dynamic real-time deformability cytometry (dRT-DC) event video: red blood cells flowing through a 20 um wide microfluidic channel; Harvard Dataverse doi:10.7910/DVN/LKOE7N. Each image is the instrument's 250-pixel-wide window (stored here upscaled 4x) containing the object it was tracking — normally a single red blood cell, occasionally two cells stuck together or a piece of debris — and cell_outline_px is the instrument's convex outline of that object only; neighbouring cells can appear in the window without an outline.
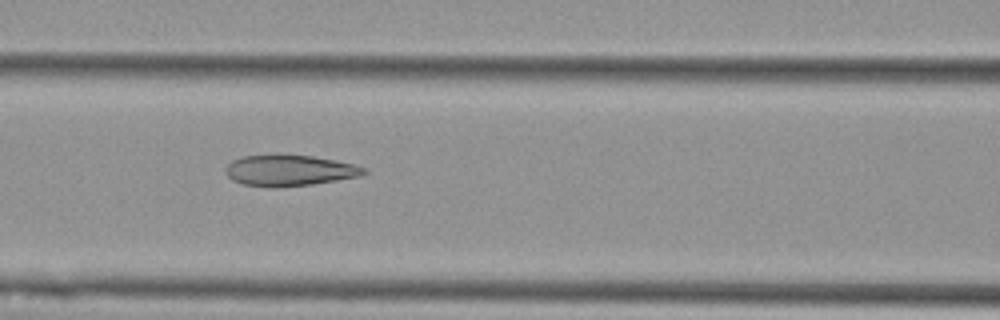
{"species": "Egyptian fruit bat (a non-hibernating species)", "species_latin": "Rousettus aegyptiacus", "temperature_condition": "cold", "stored_images_in_passage": 11, "camera_frame_rate_fps": 3000, "um_per_image_px": 0.085, "animal": {"sex": "female"}, "frame": {"image": 1, "passage_image": 3, "time_ms": 3.333, "image_size_px": [1000, 320], "cell_outline_px": [[368, 172], [360, 176], [312, 184], [244, 184], [232, 180], [224, 172], [224, 168], [232, 160], [244, 156], [276, 152], [312, 156], [336, 160], [368, 168]], "centroid_in_image_um": [24.61, 14.4], "position_along_channel_um": 142.0, "area_um2": 24.68}}
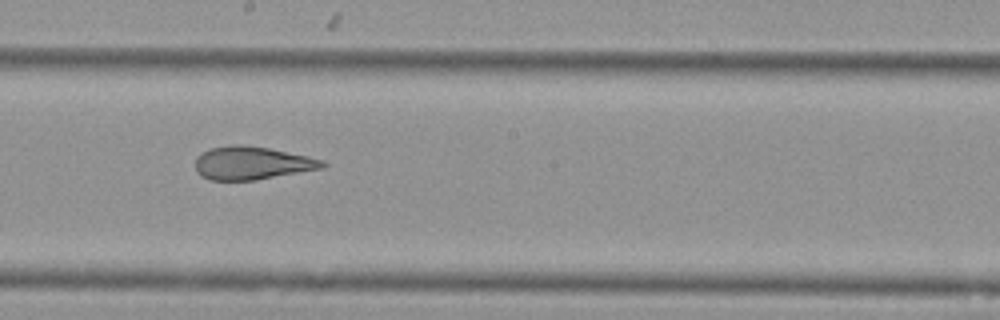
{"frame": {"image": 2, "passage_image": 5, "time_ms": 5.667, "image_size_px": [1000, 320], "cell_outline_px": [[328, 164], [324, 168], [256, 180], [208, 180], [200, 176], [196, 172], [196, 156], [200, 152], [208, 148], [232, 144], [240, 144], [268, 148], [308, 156], [324, 160]], "centroid_in_image_um": [21.39, 13.86], "position_along_channel_um": 226.8, "area_um2": 24.85}}
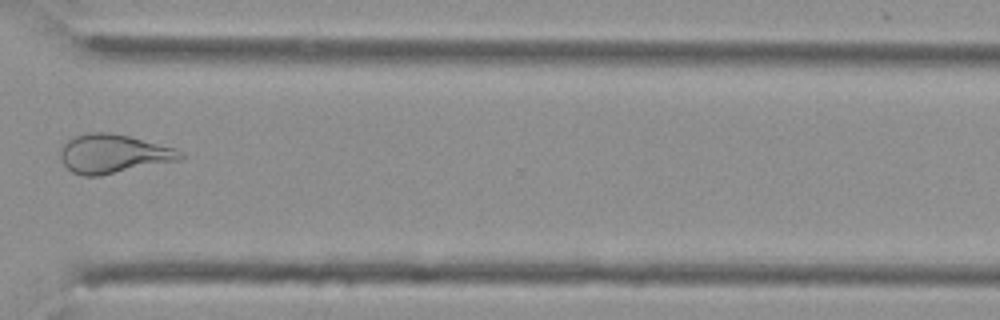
{"frame": {"image": 3, "passage_image": 8, "time_ms": 9.333, "image_size_px": [1000, 320], "cell_outline_px": [[184, 156], [180, 160], [100, 176], [84, 176], [72, 172], [60, 160], [60, 148], [68, 140], [76, 136], [92, 132], [108, 132], [128, 136], [176, 148], [184, 152]], "centroid_in_image_um": [9.64, 13.08], "position_along_channel_um": 361.0, "area_um2": 27.17}, "authors_computed_cell_mechanics": {"area_um2": 24.6806, "velocity_mm_per_s": 3.6351, "shape_relaxation_time_tau1_ms": null, "shape_relaxation_time_tau2_ms": 1.9754, "deformation_change_tau1": null, "deformation_change_tau2": 0.1079}}